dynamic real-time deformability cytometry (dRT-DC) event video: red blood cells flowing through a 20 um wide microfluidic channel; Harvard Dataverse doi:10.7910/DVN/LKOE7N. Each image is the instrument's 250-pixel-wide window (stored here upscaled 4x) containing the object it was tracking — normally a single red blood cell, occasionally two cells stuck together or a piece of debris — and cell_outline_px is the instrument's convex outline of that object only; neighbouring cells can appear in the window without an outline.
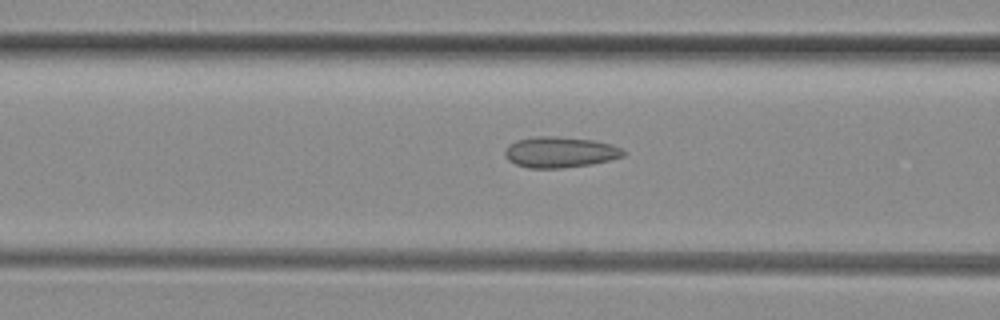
{"species": "common noctule bat (a hibernating species)", "species_latin": "Nyctalus noctula", "temperature_condition": "room temperature", "stored_images_in_passage": 33, "camera_frame_rate_fps": 3000, "um_per_image_px": 0.085, "animal": {"sex": "female", "body_mass_g": 29.2, "forearm_length_mm": 56.3}, "frame": {"image": 1, "passage_image": 12, "time_ms": 3.667, "image_size_px": [1000, 320], "cell_outline_px": [[624, 156], [592, 164], [560, 168], [528, 168], [516, 164], [508, 160], [504, 156], [504, 152], [508, 144], [516, 140], [536, 136], [556, 136], [592, 140], [612, 144], [620, 148], [624, 152]], "centroid_in_image_um": [47.55, 12.93], "position_along_channel_um": 119.0, "area_um2": 21.27}}
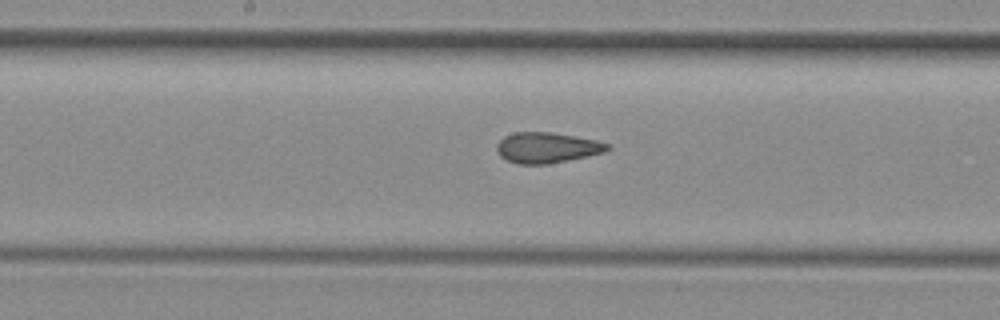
{"frame": {"image": 2, "passage_image": 18, "time_ms": 5.667, "image_size_px": [1000, 320], "cell_outline_px": [[612, 148], [604, 152], [588, 156], [548, 164], [520, 164], [508, 160], [500, 156], [496, 148], [496, 144], [504, 136], [512, 132], [552, 132], [596, 140], [612, 144]], "centroid_in_image_um": [46.51, 12.54], "position_along_channel_um": 201.7, "area_um2": 19.83}}
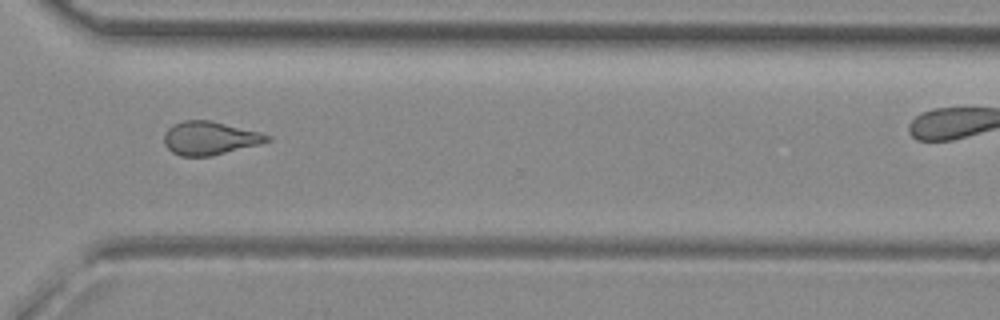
{"frame": {"image": 3, "passage_image": 29, "time_ms": 9.333, "image_size_px": [1000, 320], "cell_outline_px": [[272, 140], [260, 144], [212, 156], [180, 156], [172, 152], [164, 144], [164, 132], [172, 124], [184, 120], [212, 120], [260, 132], [272, 136]], "centroid_in_image_um": [17.83, 11.73], "position_along_channel_um": 352.8, "area_um2": 20.29}}